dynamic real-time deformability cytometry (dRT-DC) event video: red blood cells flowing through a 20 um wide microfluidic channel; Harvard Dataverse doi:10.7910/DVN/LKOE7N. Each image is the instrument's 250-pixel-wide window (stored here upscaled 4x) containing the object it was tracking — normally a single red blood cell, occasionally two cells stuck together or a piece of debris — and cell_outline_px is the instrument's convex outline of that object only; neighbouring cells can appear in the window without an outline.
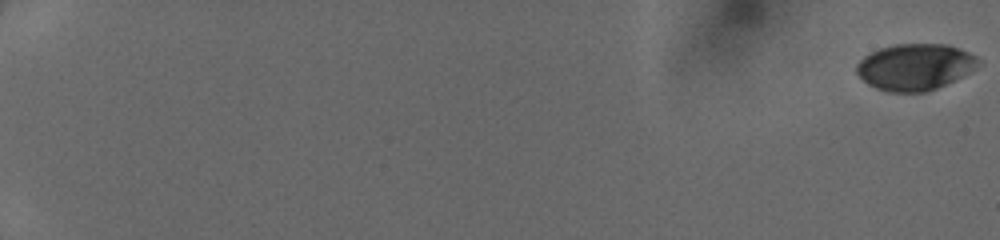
{"species": "human", "species_latin": "Homo sapiens", "temperature_condition": "cold", "stored_images_in_passage": 52, "camera_frame_rate_fps": 3000, "um_per_image_px": 0.085, "donor": {"sex": "female"}, "frame": {"image": 1, "passage_image": 1, "time_ms": 0.0, "image_size_px": [1000, 240], "cell_outline_px": [[980, 60], [968, 72], [936, 88], [924, 92], [888, 92], [876, 88], [868, 84], [856, 72], [856, 64], [864, 56], [880, 48], [896, 44], [948, 44], [968, 52], [976, 56]], "centroid_in_image_um": [77.72, 5.68], "position_along_channel_um": 7.3, "area_um2": 32.43}}
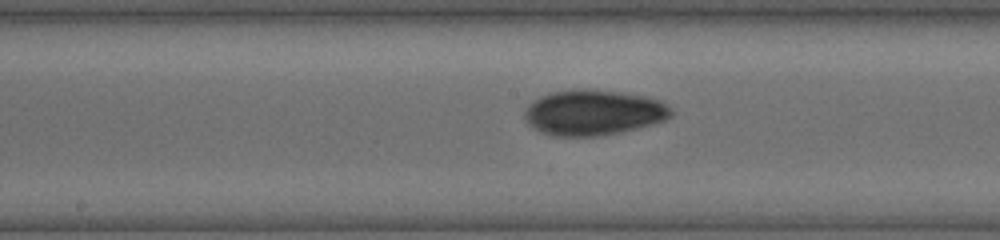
{"frame": {"image": 2, "passage_image": 31, "time_ms": 10.0, "image_size_px": [1000, 240], "cell_outline_px": [[672, 116], [664, 120], [636, 128], [620, 132], [592, 136], [552, 136], [540, 132], [532, 128], [524, 120], [524, 108], [528, 104], [540, 96], [552, 92], [576, 88], [584, 88], [624, 92], [648, 96], [664, 100], [672, 108]], "centroid_in_image_um": [50.43, 9.54], "position_along_channel_um": 197.8, "area_um2": 39.42}}
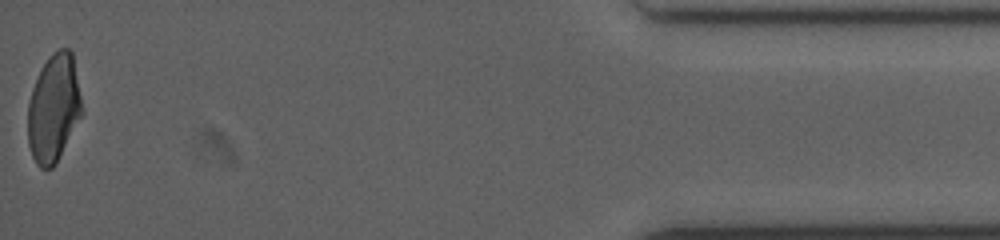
{"frame": {"image": 3, "passage_image": 52, "time_ms": 17.0, "image_size_px": [1000, 240], "cell_outline_px": [[84, 112], [56, 164], [52, 168], [40, 168], [36, 164], [32, 156], [28, 144], [28, 104], [32, 88], [44, 64], [60, 48], [68, 48], [72, 52]], "centroid_in_image_um": [4.58, 9.26], "position_along_channel_um": 430.6, "area_um2": 33.87}}